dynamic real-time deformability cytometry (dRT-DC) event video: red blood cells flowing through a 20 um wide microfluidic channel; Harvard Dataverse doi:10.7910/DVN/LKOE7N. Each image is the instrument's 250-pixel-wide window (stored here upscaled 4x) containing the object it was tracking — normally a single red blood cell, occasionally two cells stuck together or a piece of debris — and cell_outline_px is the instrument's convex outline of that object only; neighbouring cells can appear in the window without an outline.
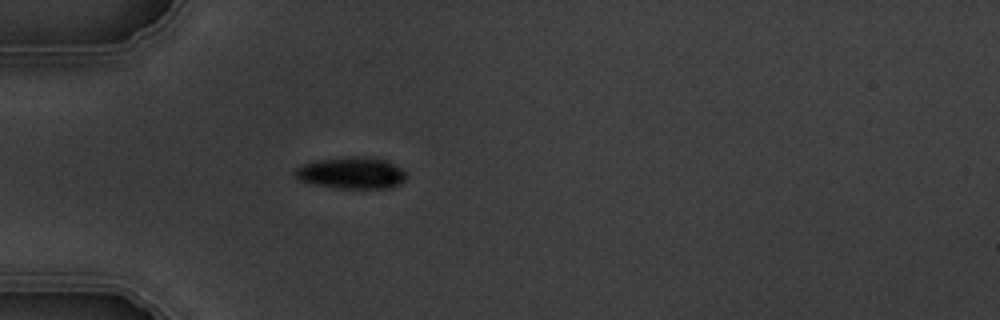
{"species": "common noctule bat (a hibernating species)", "species_latin": "Nyctalus noctula", "temperature_condition": "warm", "stored_images_in_passage": 5, "camera_frame_rate_fps": 3000, "um_per_image_px": 0.085, "animal": {"sex": "male", "body_mass_g": 19.5, "forearm_length_mm": 54.6}, "frame": {"image": 1, "passage_image": 5, "time_ms": 4.667, "image_size_px": [1000, 320], "cell_outline_px": [[408, 176], [400, 184], [392, 188], [336, 188], [316, 184], [300, 180], [292, 172], [296, 168], [304, 164], [316, 160], [344, 156], [364, 156], [384, 160], [400, 168]], "centroid_in_image_um": [29.87, 14.69], "position_along_channel_um": 55.1, "area_um2": 20.52}}